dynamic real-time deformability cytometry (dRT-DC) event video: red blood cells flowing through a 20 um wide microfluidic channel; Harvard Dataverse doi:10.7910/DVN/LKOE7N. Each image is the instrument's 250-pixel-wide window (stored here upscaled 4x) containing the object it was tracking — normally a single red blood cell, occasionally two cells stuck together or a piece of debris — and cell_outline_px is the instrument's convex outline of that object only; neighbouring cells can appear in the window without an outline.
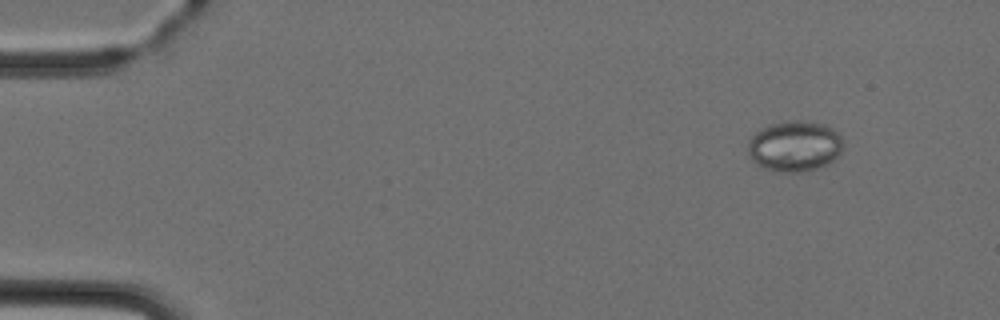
{"species": "Egyptian fruit bat (a non-hibernating species)", "species_latin": "Rousettus aegyptiacus", "temperature_condition": "cold", "stored_images_in_passage": 5, "camera_frame_rate_fps": 3000, "um_per_image_px": 0.085, "animal": {"sex": "female"}, "frame": {"image": 1, "passage_image": 5, "time_ms": 5.333, "image_size_px": [1000, 320], "cell_outline_px": [[844, 144], [840, 152], [828, 164], [804, 172], [780, 172], [764, 168], [756, 164], [748, 156], [748, 144], [752, 136], [760, 128], [772, 124], [796, 120], [824, 124], [832, 128], [840, 136]], "centroid_in_image_um": [67.53, 12.44], "position_along_channel_um": 17.5, "area_um2": 28.03}}